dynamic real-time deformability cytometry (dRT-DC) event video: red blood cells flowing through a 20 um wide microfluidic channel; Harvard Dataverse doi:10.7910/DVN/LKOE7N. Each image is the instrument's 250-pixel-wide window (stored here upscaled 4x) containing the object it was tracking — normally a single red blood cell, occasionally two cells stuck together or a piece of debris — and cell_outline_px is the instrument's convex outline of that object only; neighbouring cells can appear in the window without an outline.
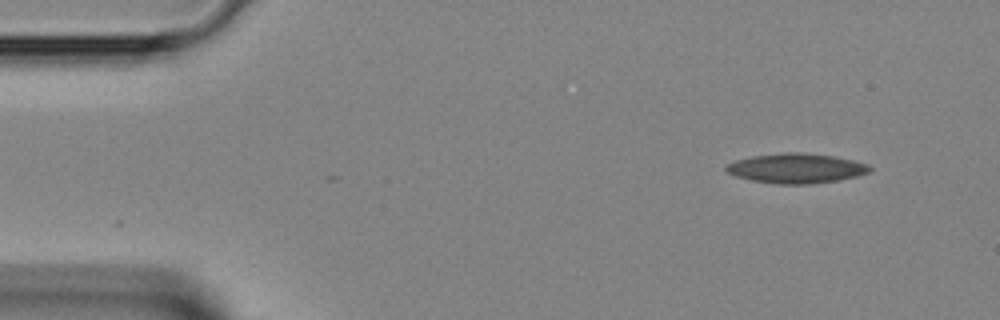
{"species": "Egyptian fruit bat (a non-hibernating species)", "species_latin": "Rousettus aegyptiacus", "temperature_condition": "room temperature", "stored_images_in_passage": 4, "camera_frame_rate_fps": 3000, "um_per_image_px": 0.085, "animal": {"sex": "female"}, "frame": {"image": 1, "passage_image": 1, "time_ms": 0.0, "image_size_px": [1000, 320], "cell_outline_px": [[872, 168], [868, 172], [856, 176], [836, 180], [812, 184], [776, 184], [752, 180], [736, 176], [728, 172], [724, 168], [724, 164], [736, 160], [752, 156], [784, 152], [800, 152], [832, 156], [852, 160], [868, 164]], "centroid_in_image_um": [67.63, 14.3], "position_along_channel_um": 17.4, "area_um2": 24.8}}